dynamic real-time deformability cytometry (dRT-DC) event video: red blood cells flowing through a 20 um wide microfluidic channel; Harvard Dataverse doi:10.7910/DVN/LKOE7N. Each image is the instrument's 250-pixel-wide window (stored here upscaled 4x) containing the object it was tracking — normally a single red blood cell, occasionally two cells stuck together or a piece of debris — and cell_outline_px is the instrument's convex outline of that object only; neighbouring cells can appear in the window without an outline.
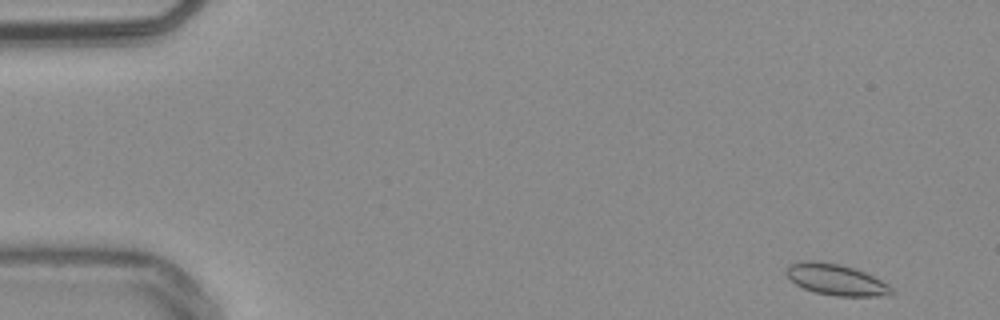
{"species": "common noctule bat (a hibernating species)", "species_latin": "Nyctalus noctula", "temperature_condition": "warm", "stored_images_in_passage": 51, "camera_frame_rate_fps": 3000, "um_per_image_px": 0.085, "animal": {"sex": "male", "body_mass_g": 20.4}, "frame": {"image": 1, "passage_image": 1, "time_ms": 0.0, "image_size_px": [1000, 320], "cell_outline_px": [[892, 296], [836, 296], [816, 292], [804, 288], [796, 284], [784, 272], [784, 268], [788, 264], [804, 260], [820, 260], [840, 264], [864, 272], [888, 284], [892, 288]], "centroid_in_image_um": [71.03, 23.75], "position_along_channel_um": 14.0, "area_um2": 19.19}}
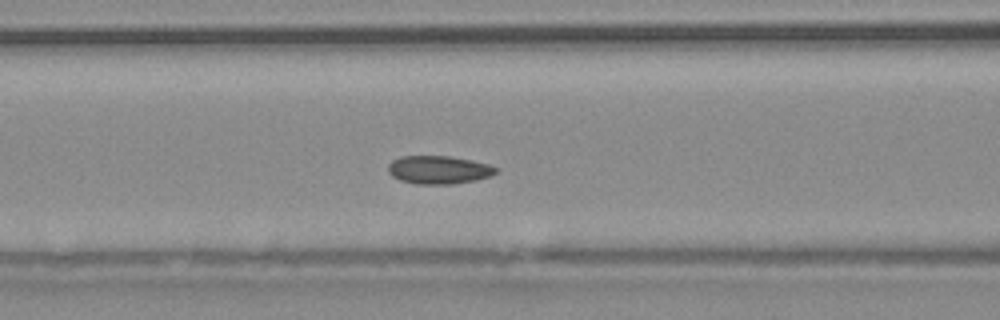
{"frame": {"image": 2, "passage_image": 20, "time_ms": 6.333, "image_size_px": [1000, 320], "cell_outline_px": [[500, 172], [492, 176], [476, 180], [452, 184], [416, 184], [400, 180], [392, 176], [388, 172], [388, 164], [392, 160], [400, 156], [448, 156], [472, 160], [488, 164], [500, 168]], "centroid_in_image_um": [37.33, 14.43], "position_along_channel_um": 129.3, "area_um2": 17.98}}
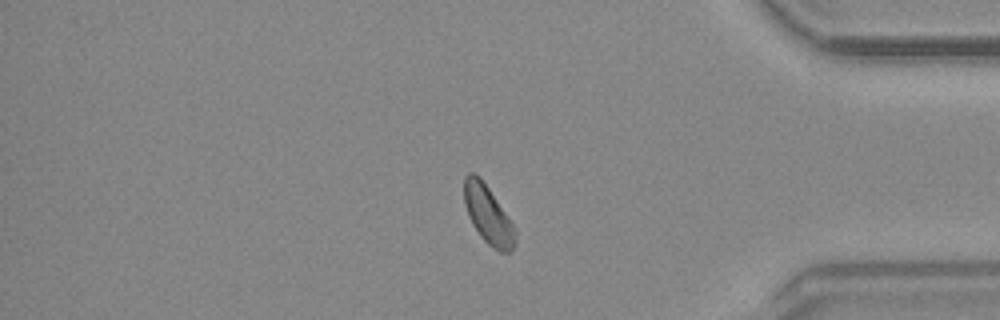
{"frame": {"image": 3, "passage_image": 43, "time_ms": 14.0, "image_size_px": [1000, 320], "cell_outline_px": [[516, 240], [512, 252], [500, 252], [492, 248], [480, 236], [472, 224], [468, 216], [464, 204], [464, 176], [468, 172], [472, 172], [480, 176], [516, 228]], "centroid_in_image_um": [41.48, 18.26], "position_along_channel_um": 393.7, "area_um2": 17.51}}